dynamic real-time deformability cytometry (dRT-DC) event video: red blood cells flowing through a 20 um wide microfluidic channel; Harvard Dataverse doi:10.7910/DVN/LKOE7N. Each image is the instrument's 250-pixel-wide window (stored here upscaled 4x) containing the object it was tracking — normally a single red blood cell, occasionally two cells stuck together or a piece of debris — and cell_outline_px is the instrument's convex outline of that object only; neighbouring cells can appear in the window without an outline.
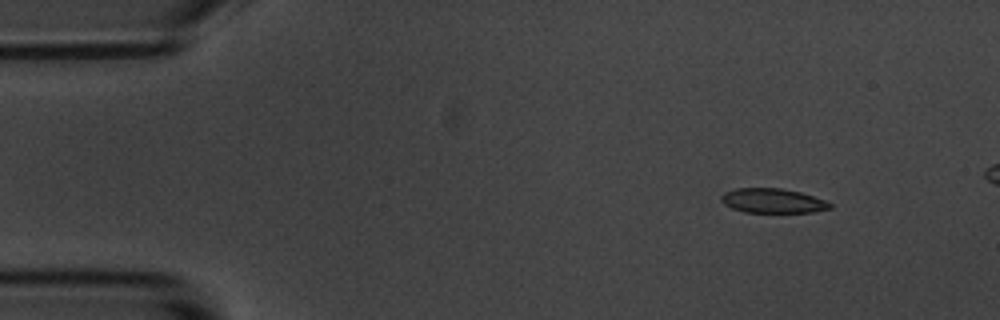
{"species": "common noctule bat (a hibernating species)", "species_latin": "Nyctalus noctula", "temperature_condition": "room temperature", "stored_images_in_passage": 5, "camera_frame_rate_fps": 3000, "um_per_image_px": 0.085, "animal": {"sex": "male", "body_mass_g": 20.1, "forearm_length_mm": 53.5}, "frame": {"image": 1, "passage_image": 2, "time_ms": 1.0, "image_size_px": [1000, 320], "cell_outline_px": [[832, 208], [812, 212], [744, 212], [732, 208], [724, 204], [720, 200], [720, 196], [724, 192], [736, 188], [780, 188], [800, 192], [824, 200], [832, 204]], "centroid_in_image_um": [65.65, 17.06], "position_along_channel_um": 19.4, "area_um2": 15.49}}